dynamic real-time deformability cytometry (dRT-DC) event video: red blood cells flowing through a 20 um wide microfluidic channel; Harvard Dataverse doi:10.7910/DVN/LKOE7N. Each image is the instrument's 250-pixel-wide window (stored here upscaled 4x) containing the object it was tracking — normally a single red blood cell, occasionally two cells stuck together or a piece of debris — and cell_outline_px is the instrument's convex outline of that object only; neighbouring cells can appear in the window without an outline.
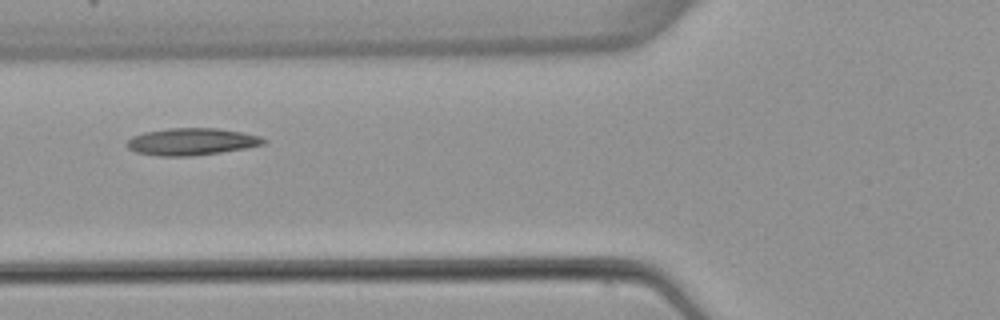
{"species": "common noctule bat (a hibernating species)", "species_latin": "Nyctalus noctula", "temperature_condition": "warm", "stored_images_in_passage": 5, "camera_frame_rate_fps": 3000, "um_per_image_px": 0.085, "animal": {"sex": "female", "body_mass_g": 22.7, "forearm_length_mm": 54.2}, "frame": {"image": 1, "passage_image": 5, "time_ms": 5.0, "image_size_px": [1000, 320], "cell_outline_px": [[268, 140], [264, 144], [244, 148], [220, 152], [192, 156], [156, 156], [136, 152], [128, 148], [124, 144], [132, 136], [144, 132], [168, 128], [216, 128], [240, 132], [260, 136]], "centroid_in_image_um": [16.24, 12.04], "position_along_channel_um": 109.6, "area_um2": 21.56}}